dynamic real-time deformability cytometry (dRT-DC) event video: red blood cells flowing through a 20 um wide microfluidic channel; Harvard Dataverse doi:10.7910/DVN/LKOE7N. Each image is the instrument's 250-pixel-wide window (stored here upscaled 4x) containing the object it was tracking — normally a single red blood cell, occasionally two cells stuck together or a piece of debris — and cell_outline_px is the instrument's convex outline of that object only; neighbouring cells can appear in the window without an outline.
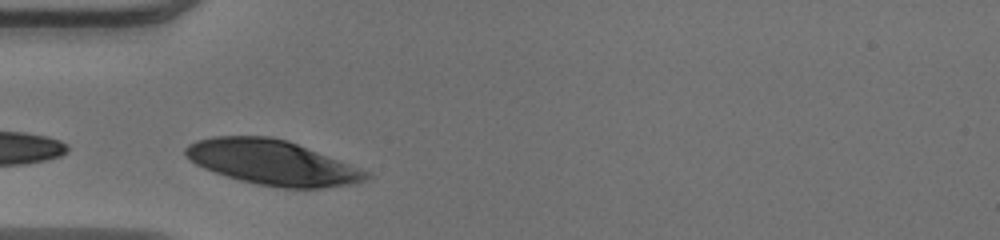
{"species": "human", "species_latin": "Homo sapiens", "temperature_condition": "warm", "stored_images_in_passage": 4, "camera_frame_rate_fps": 3000, "um_per_image_px": 0.085, "donor": {"sex": "male"}, "frame": {"image": 1, "passage_image": 1, "time_ms": 0.0, "image_size_px": [1000, 240], "cell_outline_px": [[372, 176], [368, 180], [352, 184], [320, 188], [276, 188], [256, 184], [240, 180], [204, 168], [196, 164], [184, 152], [184, 148], [188, 144], [196, 140], [212, 136], [268, 136], [288, 140], [372, 172]], "centroid_in_image_um": [23.2, 13.81], "position_along_channel_um": 61.8, "area_um2": 47.4}}